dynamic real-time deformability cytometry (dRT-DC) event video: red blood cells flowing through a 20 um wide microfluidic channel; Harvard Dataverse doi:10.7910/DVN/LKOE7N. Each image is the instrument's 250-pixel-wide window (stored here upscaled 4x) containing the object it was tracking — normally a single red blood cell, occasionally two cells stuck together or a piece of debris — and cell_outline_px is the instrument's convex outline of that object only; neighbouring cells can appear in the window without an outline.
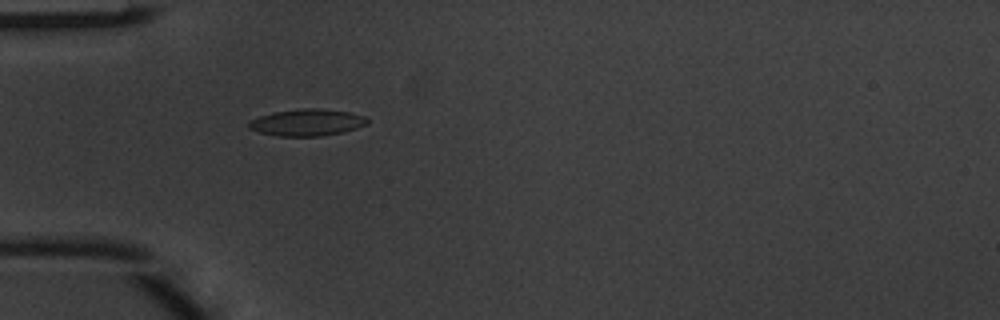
{"species": "common noctule bat (a hibernating species)", "species_latin": "Nyctalus noctula", "temperature_condition": "warm", "stored_images_in_passage": 1, "camera_frame_rate_fps": 3000, "um_per_image_px": 0.085, "animal": {"sex": "male", "body_mass_g": 20.1, "forearm_length_mm": 53.5}, "frame": {"image": 1, "passage_image": 1, "time_ms": 0.0, "image_size_px": [1000, 320], "cell_outline_px": [[368, 124], [344, 132], [320, 136], [280, 136], [260, 132], [248, 128], [248, 120], [272, 112], [300, 108], [320, 108], [348, 112], [364, 116], [368, 120]], "centroid_in_image_um": [26.08, 10.4], "position_along_channel_um": 58.9, "area_um2": 18.55}}